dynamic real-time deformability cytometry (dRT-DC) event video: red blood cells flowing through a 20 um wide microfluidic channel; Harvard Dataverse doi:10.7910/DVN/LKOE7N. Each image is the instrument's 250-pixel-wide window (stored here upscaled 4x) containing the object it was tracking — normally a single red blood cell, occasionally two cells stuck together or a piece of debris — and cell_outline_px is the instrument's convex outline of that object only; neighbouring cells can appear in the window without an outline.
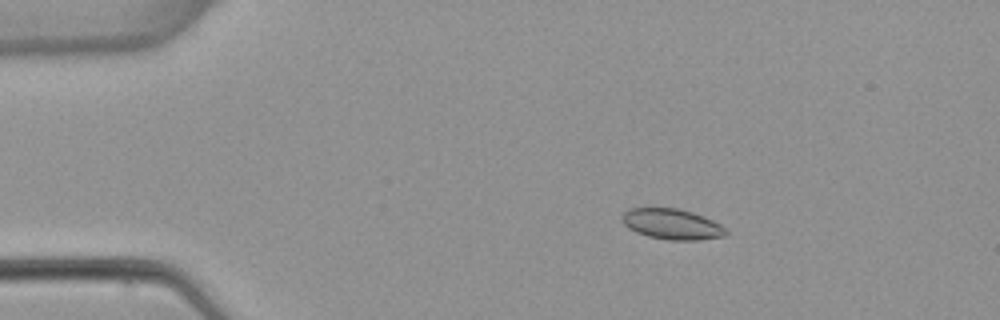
{"species": "common noctule bat (a hibernating species)", "species_latin": "Nyctalus noctula", "temperature_condition": "warm", "stored_images_in_passage": 4, "camera_frame_rate_fps": 3000, "um_per_image_px": 0.085, "animal": {"sex": "female", "body_mass_g": 22.7, "forearm_length_mm": 54.2}, "frame": {"image": 1, "passage_image": 2, "time_ms": 1.333, "image_size_px": [1000, 320], "cell_outline_px": [[728, 232], [724, 236], [700, 240], [668, 240], [648, 236], [636, 232], [628, 228], [620, 220], [620, 216], [628, 208], [680, 208], [704, 216], [720, 224]], "centroid_in_image_um": [57.08, 19.04], "position_along_channel_um": 27.9, "area_um2": 18.67}}
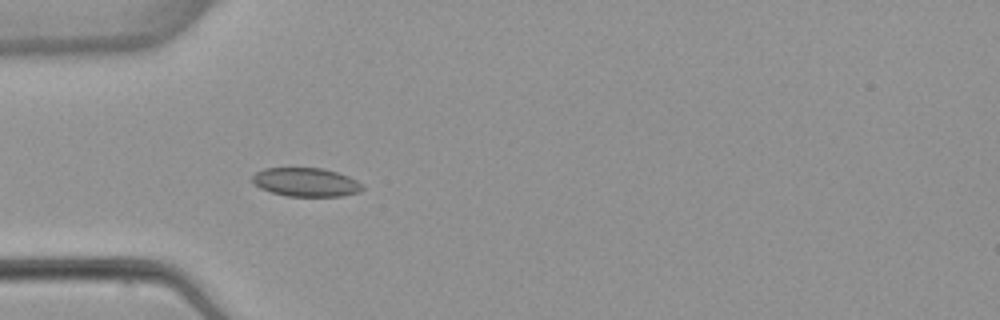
{"frame": {"image": 2, "passage_image": 4, "time_ms": 3.667, "image_size_px": [1000, 320], "cell_outline_px": [[364, 188], [360, 192], [340, 196], [288, 196], [272, 192], [260, 188], [252, 180], [252, 176], [256, 172], [264, 168], [320, 168], [336, 172], [348, 176], [356, 180]], "centroid_in_image_um": [26.0, 15.48], "position_along_channel_um": 59.0, "area_um2": 18.21}}